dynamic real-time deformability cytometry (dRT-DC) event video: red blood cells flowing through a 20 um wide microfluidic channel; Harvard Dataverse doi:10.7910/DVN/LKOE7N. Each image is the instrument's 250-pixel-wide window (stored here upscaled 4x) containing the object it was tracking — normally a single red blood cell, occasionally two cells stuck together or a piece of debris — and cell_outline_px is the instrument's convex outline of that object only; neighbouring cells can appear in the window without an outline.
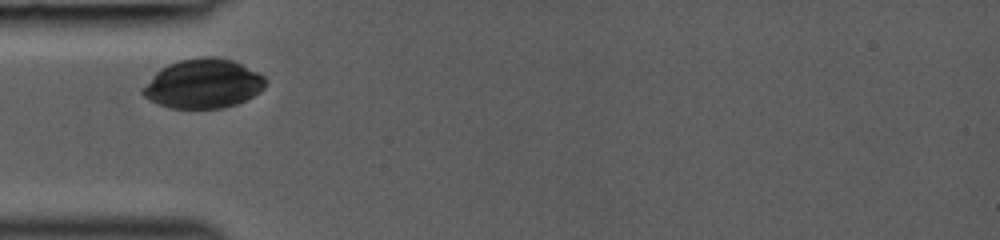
{"species": "common noctule bat (a hibernating species)", "species_latin": "Nyctalus noctula", "temperature_condition": "room temperature", "stored_images_in_passage": 21, "segment_of_instrument_passage": [1, 2], "camera_frame_rate_fps": 3000, "um_per_image_px": 0.085, "animal": {"sex": "female", "body_mass_g": 19.0, "forearm_length_mm": 53.3}, "frame": {"image": 1, "passage_image": 1, "time_ms": 0.0, "image_size_px": [1000, 240], "cell_outline_px": [[268, 80], [264, 88], [252, 96], [236, 104], [224, 108], [168, 108], [144, 96], [140, 92], [140, 88], [160, 68], [168, 64], [180, 60], [204, 56], [212, 56], [232, 60], [264, 76]], "centroid_in_image_um": [17.25, 7.11], "position_along_channel_um": 67.8, "area_um2": 35.14}}
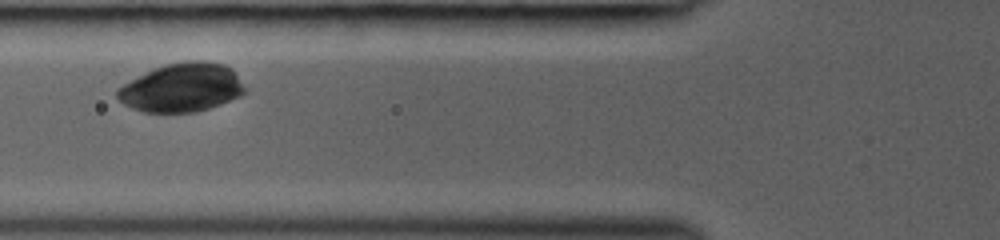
{"frame": {"image": 2, "passage_image": 4, "time_ms": 1.0, "image_size_px": [1000, 240], "cell_outline_px": [[244, 92], [240, 96], [220, 104], [196, 112], [144, 112], [132, 108], [124, 104], [116, 96], [116, 92], [124, 84], [164, 64], [184, 60], [204, 60], [224, 64], [232, 68], [244, 88]], "centroid_in_image_um": [15.47, 7.44], "position_along_channel_um": 110.3, "area_um2": 35.78}}